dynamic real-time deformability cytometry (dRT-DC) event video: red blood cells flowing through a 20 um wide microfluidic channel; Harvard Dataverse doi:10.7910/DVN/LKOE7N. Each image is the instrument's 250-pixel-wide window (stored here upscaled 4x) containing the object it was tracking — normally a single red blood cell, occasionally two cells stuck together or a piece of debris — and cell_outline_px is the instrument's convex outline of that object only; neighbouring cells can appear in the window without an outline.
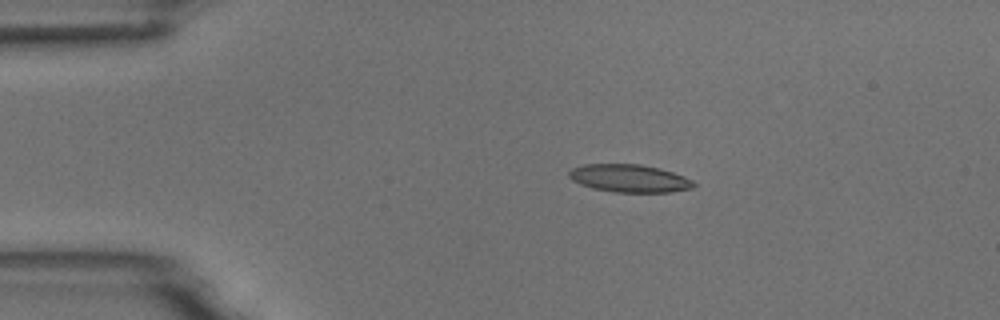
{"species": "common noctule bat (a hibernating species)", "species_latin": "Nyctalus noctula", "temperature_condition": "room temperature", "stored_images_in_passage": 5, "camera_frame_rate_fps": 3000, "um_per_image_px": 0.085, "animal": {"sex": "male", "body_mass_g": 18.8}, "frame": {"image": 1, "passage_image": 4, "time_ms": 3.333, "image_size_px": [1000, 320], "cell_outline_px": [[696, 184], [692, 188], [668, 192], [616, 192], [592, 188], [580, 184], [572, 180], [568, 176], [568, 172], [572, 168], [584, 164], [640, 164], [660, 168], [684, 176], [692, 180]], "centroid_in_image_um": [53.48, 15.15], "position_along_channel_um": 31.5, "area_um2": 20.17}}